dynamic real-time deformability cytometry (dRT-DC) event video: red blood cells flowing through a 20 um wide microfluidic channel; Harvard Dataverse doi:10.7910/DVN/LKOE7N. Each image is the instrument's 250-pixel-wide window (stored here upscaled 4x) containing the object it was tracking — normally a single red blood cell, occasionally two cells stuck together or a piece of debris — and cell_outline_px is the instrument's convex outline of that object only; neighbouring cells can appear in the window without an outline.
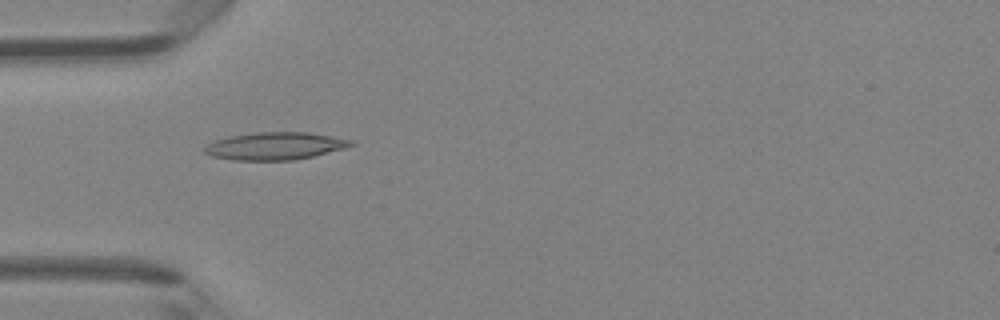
{"species": "Egyptian fruit bat (a non-hibernating species)", "species_latin": "Rousettus aegyptiacus", "temperature_condition": "room temperature", "stored_images_in_passage": 47, "camera_frame_rate_fps": 3000, "um_per_image_px": 0.085, "animal": {"sex": "female"}, "frame": {"image": 1, "passage_image": 15, "time_ms": 4.667, "image_size_px": [1000, 320], "cell_outline_px": [[356, 144], [344, 148], [296, 160], [232, 160], [212, 156], [204, 152], [204, 148], [208, 144], [216, 140], [228, 136], [256, 132], [308, 132], [352, 140]], "centroid_in_image_um": [23.37, 12.41], "position_along_channel_um": 61.6, "area_um2": 23.35}}
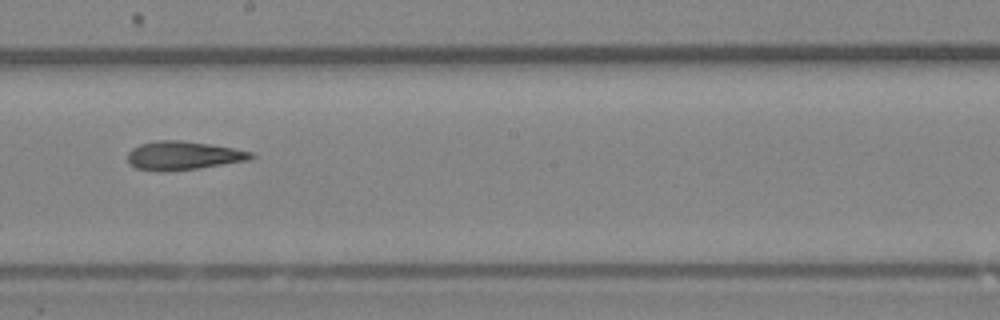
{"frame": {"image": 2, "passage_image": 27, "time_ms": 8.667, "image_size_px": [1000, 320], "cell_outline_px": [[256, 156], [248, 160], [196, 168], [136, 168], [128, 164], [128, 152], [132, 148], [140, 144], [156, 140], [180, 140], [208, 144], [232, 148], [252, 152]], "centroid_in_image_um": [15.58, 13.17], "position_along_channel_um": 232.6, "area_um2": 19.54}}
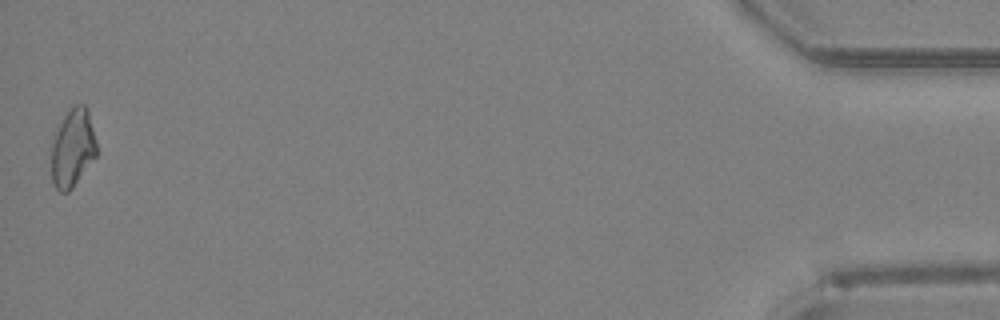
{"frame": {"image": 3, "passage_image": 47, "time_ms": 15.333, "image_size_px": [1000, 320], "cell_outline_px": [[96, 156], [72, 188], [68, 192], [60, 192], [52, 184], [52, 132], [72, 104], [84, 104], [88, 112], [96, 140]], "centroid_in_image_um": [6.14, 12.55], "position_along_channel_um": 429.1, "area_um2": 20.81}, "authors_computed_cell_mechanics": {"area_um2": 20.7502, "velocity_mm_per_s": 4.3364, "shape_relaxation_time_tau1_ms": null, "shape_relaxation_time_tau2_ms": 2.6783, "deformation_change_tau1": null, "deformation_change_tau2": 0.1227}}